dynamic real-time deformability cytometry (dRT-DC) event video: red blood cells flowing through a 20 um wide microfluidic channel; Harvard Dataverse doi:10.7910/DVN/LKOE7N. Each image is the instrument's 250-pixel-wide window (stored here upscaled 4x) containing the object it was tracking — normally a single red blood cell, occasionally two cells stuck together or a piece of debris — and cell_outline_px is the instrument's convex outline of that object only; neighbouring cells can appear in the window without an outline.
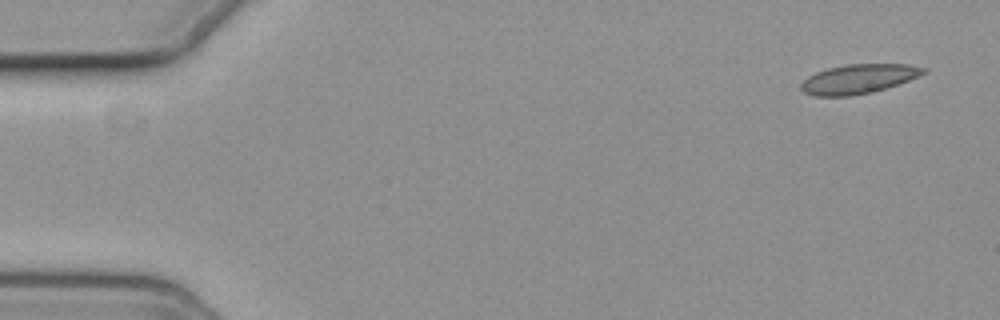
{"species": "common noctule bat (a hibernating species)", "species_latin": "Nyctalus noctula", "temperature_condition": "cold", "stored_images_in_passage": 5, "camera_frame_rate_fps": 3000, "um_per_image_px": 0.085, "animal": {"sex": "female", "body_mass_g": 19.3, "forearm_length_mm": 54.1}, "frame": {"image": 1, "passage_image": 1, "time_ms": 0.0, "image_size_px": [1000, 320], "cell_outline_px": [[928, 72], [908, 80], [872, 92], [852, 96], [816, 96], [804, 92], [800, 88], [800, 84], [808, 76], [816, 72], [828, 68], [848, 64], [908, 64], [928, 68]], "centroid_in_image_um": [72.97, 6.7], "position_along_channel_um": 12.0, "area_um2": 20.87}}
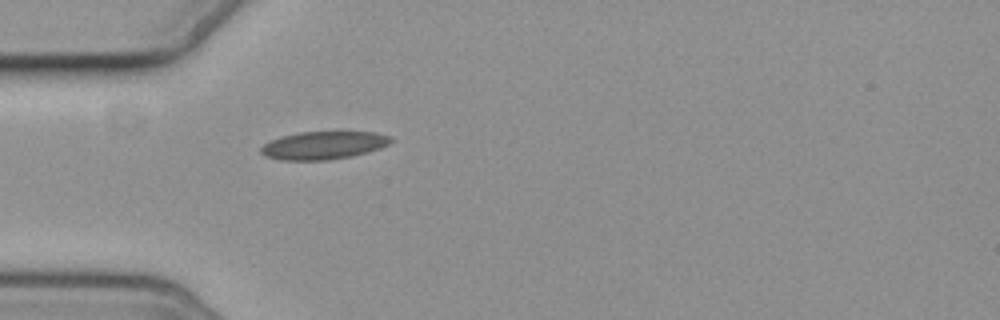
{"frame": {"image": 2, "passage_image": 5, "time_ms": 4.667, "image_size_px": [1000, 320], "cell_outline_px": [[392, 140], [388, 144], [380, 148], [368, 152], [352, 156], [328, 160], [280, 160], [264, 156], [260, 152], [260, 148], [264, 144], [272, 140], [284, 136], [300, 132], [376, 132], [392, 136]], "centroid_in_image_um": [27.51, 12.36], "position_along_channel_um": 57.5, "area_um2": 21.1}}